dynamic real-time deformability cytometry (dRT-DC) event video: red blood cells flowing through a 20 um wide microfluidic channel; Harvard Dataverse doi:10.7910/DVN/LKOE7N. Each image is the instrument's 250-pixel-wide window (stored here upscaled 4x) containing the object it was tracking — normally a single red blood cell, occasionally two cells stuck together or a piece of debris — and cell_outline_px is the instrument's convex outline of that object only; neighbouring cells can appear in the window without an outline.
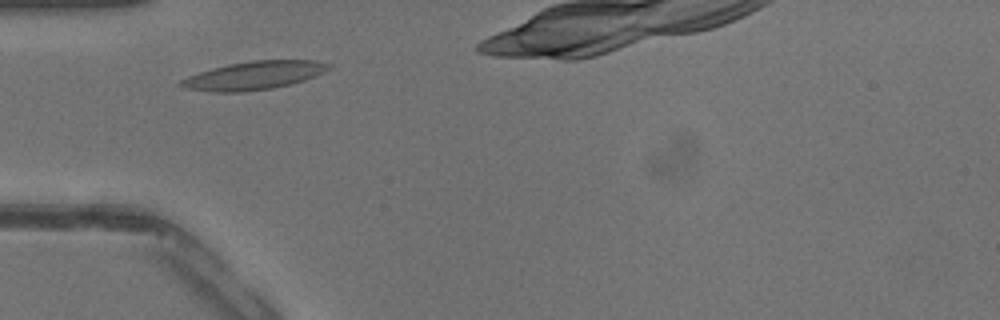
{"species": "common noctule bat (a hibernating species)", "species_latin": "Nyctalus noctula", "temperature_condition": "warm", "stored_images_in_passage": 25, "camera_frame_rate_fps": 3000, "um_per_image_px": 0.085, "animal": {"sex": "male", "body_mass_g": 13.3}, "frame": {"image": 1, "passage_image": 4, "time_ms": 1.0, "image_size_px": [1000, 320], "cell_outline_px": [[332, 64], [324, 72], [304, 80], [272, 88], [244, 92], [212, 92], [184, 88], [176, 84], [180, 80], [188, 76], [212, 68], [228, 64], [252, 60], [316, 60]], "centroid_in_image_um": [21.54, 6.41], "position_along_channel_um": 63.5, "area_um2": 24.33}}
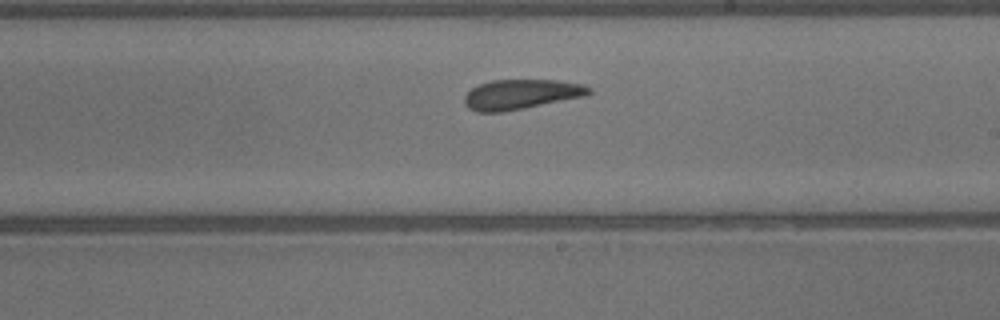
{"frame": {"image": 2, "passage_image": 15, "time_ms": 4.667, "image_size_px": [1000, 320], "cell_outline_px": [[592, 92], [588, 96], [504, 112], [476, 112], [468, 108], [464, 104], [464, 96], [472, 88], [480, 84], [492, 80], [556, 80], [584, 84], [592, 88]], "centroid_in_image_um": [44.33, 8.02], "position_along_channel_um": 244.7, "area_um2": 21.96}}
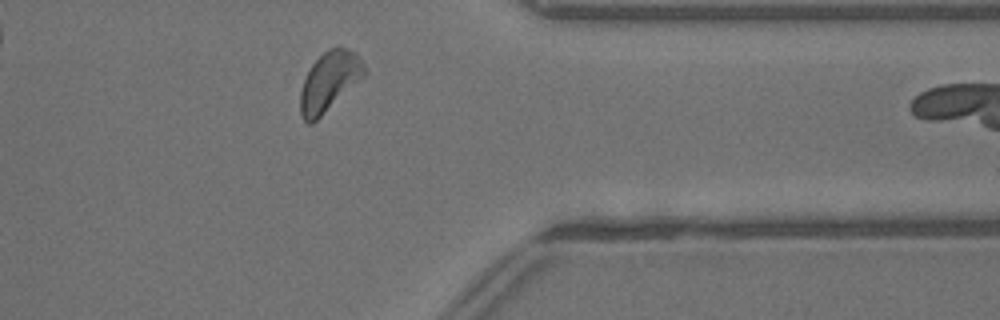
{"frame": {"image": 3, "passage_image": 24, "time_ms": 7.667, "image_size_px": [1000, 320], "cell_outline_px": [[368, 72], [364, 76], [312, 124], [308, 124], [304, 120], [300, 112], [300, 92], [304, 80], [312, 64], [328, 48], [336, 44], [340, 44], [356, 52], [364, 64]], "centroid_in_image_um": [28.01, 6.87], "position_along_channel_um": 383.4, "area_um2": 22.25}}